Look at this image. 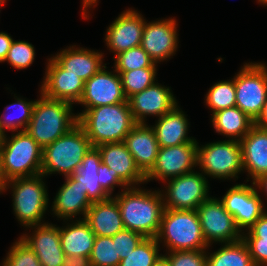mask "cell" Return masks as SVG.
Segmentation results:
<instances>
[{
    "instance_id": "44dd1931",
    "label": "cell",
    "mask_w": 267,
    "mask_h": 266,
    "mask_svg": "<svg viewBox=\"0 0 267 266\" xmlns=\"http://www.w3.org/2000/svg\"><path fill=\"white\" fill-rule=\"evenodd\" d=\"M64 179V184L59 188L51 205V211L54 216L66 223L77 215H83L79 219H84L92 202L80 182L72 176L64 177Z\"/></svg>"
},
{
    "instance_id": "9c48e42d",
    "label": "cell",
    "mask_w": 267,
    "mask_h": 266,
    "mask_svg": "<svg viewBox=\"0 0 267 266\" xmlns=\"http://www.w3.org/2000/svg\"><path fill=\"white\" fill-rule=\"evenodd\" d=\"M236 106L255 121L267 97V65L245 63L235 75Z\"/></svg>"
},
{
    "instance_id": "f35d334b",
    "label": "cell",
    "mask_w": 267,
    "mask_h": 266,
    "mask_svg": "<svg viewBox=\"0 0 267 266\" xmlns=\"http://www.w3.org/2000/svg\"><path fill=\"white\" fill-rule=\"evenodd\" d=\"M208 249L166 252L170 266H207Z\"/></svg>"
},
{
    "instance_id": "277c9868",
    "label": "cell",
    "mask_w": 267,
    "mask_h": 266,
    "mask_svg": "<svg viewBox=\"0 0 267 266\" xmlns=\"http://www.w3.org/2000/svg\"><path fill=\"white\" fill-rule=\"evenodd\" d=\"M166 252L209 249L197 210L164 209L156 237ZM163 241V242H162Z\"/></svg>"
},
{
    "instance_id": "8992f818",
    "label": "cell",
    "mask_w": 267,
    "mask_h": 266,
    "mask_svg": "<svg viewBox=\"0 0 267 266\" xmlns=\"http://www.w3.org/2000/svg\"><path fill=\"white\" fill-rule=\"evenodd\" d=\"M1 136L0 154L5 178L33 177L41 174L43 148L26 132Z\"/></svg>"
},
{
    "instance_id": "d6986e66",
    "label": "cell",
    "mask_w": 267,
    "mask_h": 266,
    "mask_svg": "<svg viewBox=\"0 0 267 266\" xmlns=\"http://www.w3.org/2000/svg\"><path fill=\"white\" fill-rule=\"evenodd\" d=\"M29 228L34 231L20 238L35 252L41 265L62 266L65 255L61 247L60 227L47 222Z\"/></svg>"
},
{
    "instance_id": "f907efd6",
    "label": "cell",
    "mask_w": 267,
    "mask_h": 266,
    "mask_svg": "<svg viewBox=\"0 0 267 266\" xmlns=\"http://www.w3.org/2000/svg\"><path fill=\"white\" fill-rule=\"evenodd\" d=\"M152 266H170L168 259L163 255Z\"/></svg>"
},
{
    "instance_id": "8d00e7d4",
    "label": "cell",
    "mask_w": 267,
    "mask_h": 266,
    "mask_svg": "<svg viewBox=\"0 0 267 266\" xmlns=\"http://www.w3.org/2000/svg\"><path fill=\"white\" fill-rule=\"evenodd\" d=\"M2 266H42L35 252L20 237L11 245Z\"/></svg>"
},
{
    "instance_id": "816d5d0a",
    "label": "cell",
    "mask_w": 267,
    "mask_h": 266,
    "mask_svg": "<svg viewBox=\"0 0 267 266\" xmlns=\"http://www.w3.org/2000/svg\"><path fill=\"white\" fill-rule=\"evenodd\" d=\"M261 5L267 6V0H257Z\"/></svg>"
},
{
    "instance_id": "d4e9b609",
    "label": "cell",
    "mask_w": 267,
    "mask_h": 266,
    "mask_svg": "<svg viewBox=\"0 0 267 266\" xmlns=\"http://www.w3.org/2000/svg\"><path fill=\"white\" fill-rule=\"evenodd\" d=\"M184 113L177 105L172 111L159 117L155 125L151 126L159 147L198 143L194 137L188 136L190 123Z\"/></svg>"
},
{
    "instance_id": "603a6c76",
    "label": "cell",
    "mask_w": 267,
    "mask_h": 266,
    "mask_svg": "<svg viewBox=\"0 0 267 266\" xmlns=\"http://www.w3.org/2000/svg\"><path fill=\"white\" fill-rule=\"evenodd\" d=\"M104 53L95 50L69 46L52 58L68 73L78 75L84 81L95 75L104 65Z\"/></svg>"
},
{
    "instance_id": "d590c367",
    "label": "cell",
    "mask_w": 267,
    "mask_h": 266,
    "mask_svg": "<svg viewBox=\"0 0 267 266\" xmlns=\"http://www.w3.org/2000/svg\"><path fill=\"white\" fill-rule=\"evenodd\" d=\"M120 261L116 240L109 236H96L90 256L91 266H119Z\"/></svg>"
},
{
    "instance_id": "d6a6232c",
    "label": "cell",
    "mask_w": 267,
    "mask_h": 266,
    "mask_svg": "<svg viewBox=\"0 0 267 266\" xmlns=\"http://www.w3.org/2000/svg\"><path fill=\"white\" fill-rule=\"evenodd\" d=\"M157 67H146L131 71H117L122 80L123 91L128 99L135 93L148 88L156 81Z\"/></svg>"
},
{
    "instance_id": "4316f807",
    "label": "cell",
    "mask_w": 267,
    "mask_h": 266,
    "mask_svg": "<svg viewBox=\"0 0 267 266\" xmlns=\"http://www.w3.org/2000/svg\"><path fill=\"white\" fill-rule=\"evenodd\" d=\"M60 227V241L65 256H86L90 258L96 239L84 219L74 220Z\"/></svg>"
},
{
    "instance_id": "60d3db41",
    "label": "cell",
    "mask_w": 267,
    "mask_h": 266,
    "mask_svg": "<svg viewBox=\"0 0 267 266\" xmlns=\"http://www.w3.org/2000/svg\"><path fill=\"white\" fill-rule=\"evenodd\" d=\"M98 182L103 190L113 197L112 193L115 190V186L122 187V191L127 188L118 178L117 172L112 168L101 163L98 168Z\"/></svg>"
},
{
    "instance_id": "f6af8a7d",
    "label": "cell",
    "mask_w": 267,
    "mask_h": 266,
    "mask_svg": "<svg viewBox=\"0 0 267 266\" xmlns=\"http://www.w3.org/2000/svg\"><path fill=\"white\" fill-rule=\"evenodd\" d=\"M62 266H91V262L86 256H65Z\"/></svg>"
},
{
    "instance_id": "7c38bea8",
    "label": "cell",
    "mask_w": 267,
    "mask_h": 266,
    "mask_svg": "<svg viewBox=\"0 0 267 266\" xmlns=\"http://www.w3.org/2000/svg\"><path fill=\"white\" fill-rule=\"evenodd\" d=\"M259 193L254 183H242L229 188L220 199L225 209L234 217L241 233H244V229L249 230L266 211Z\"/></svg>"
},
{
    "instance_id": "c3c4849f",
    "label": "cell",
    "mask_w": 267,
    "mask_h": 266,
    "mask_svg": "<svg viewBox=\"0 0 267 266\" xmlns=\"http://www.w3.org/2000/svg\"><path fill=\"white\" fill-rule=\"evenodd\" d=\"M253 183L258 192L259 190H262L264 193H266L267 196V174L260 176Z\"/></svg>"
},
{
    "instance_id": "3957f363",
    "label": "cell",
    "mask_w": 267,
    "mask_h": 266,
    "mask_svg": "<svg viewBox=\"0 0 267 266\" xmlns=\"http://www.w3.org/2000/svg\"><path fill=\"white\" fill-rule=\"evenodd\" d=\"M73 104L46 98L40 93L26 132L42 147L53 143L78 124Z\"/></svg>"
},
{
    "instance_id": "e575fe53",
    "label": "cell",
    "mask_w": 267,
    "mask_h": 266,
    "mask_svg": "<svg viewBox=\"0 0 267 266\" xmlns=\"http://www.w3.org/2000/svg\"><path fill=\"white\" fill-rule=\"evenodd\" d=\"M114 69L116 71H131L158 65L150 58L148 53L141 47H134L114 55Z\"/></svg>"
},
{
    "instance_id": "ab89813d",
    "label": "cell",
    "mask_w": 267,
    "mask_h": 266,
    "mask_svg": "<svg viewBox=\"0 0 267 266\" xmlns=\"http://www.w3.org/2000/svg\"><path fill=\"white\" fill-rule=\"evenodd\" d=\"M144 238L141 233L128 229H124L112 236V240H116L117 254L121 260L126 258V255L132 252Z\"/></svg>"
},
{
    "instance_id": "7402d4cb",
    "label": "cell",
    "mask_w": 267,
    "mask_h": 266,
    "mask_svg": "<svg viewBox=\"0 0 267 266\" xmlns=\"http://www.w3.org/2000/svg\"><path fill=\"white\" fill-rule=\"evenodd\" d=\"M124 143L136 166L146 175L155 165L159 145L155 132L147 123H137L126 135Z\"/></svg>"
},
{
    "instance_id": "836d02e7",
    "label": "cell",
    "mask_w": 267,
    "mask_h": 266,
    "mask_svg": "<svg viewBox=\"0 0 267 266\" xmlns=\"http://www.w3.org/2000/svg\"><path fill=\"white\" fill-rule=\"evenodd\" d=\"M156 238H144L119 266H152L162 254Z\"/></svg>"
},
{
    "instance_id": "5bb4252c",
    "label": "cell",
    "mask_w": 267,
    "mask_h": 266,
    "mask_svg": "<svg viewBox=\"0 0 267 266\" xmlns=\"http://www.w3.org/2000/svg\"><path fill=\"white\" fill-rule=\"evenodd\" d=\"M104 65L95 75L85 81L84 91L78 104L89 108L126 102L120 74Z\"/></svg>"
},
{
    "instance_id": "484cf974",
    "label": "cell",
    "mask_w": 267,
    "mask_h": 266,
    "mask_svg": "<svg viewBox=\"0 0 267 266\" xmlns=\"http://www.w3.org/2000/svg\"><path fill=\"white\" fill-rule=\"evenodd\" d=\"M84 220L96 236L112 237L125 229L119 206L113 197L93 202Z\"/></svg>"
},
{
    "instance_id": "7bdbcfd3",
    "label": "cell",
    "mask_w": 267,
    "mask_h": 266,
    "mask_svg": "<svg viewBox=\"0 0 267 266\" xmlns=\"http://www.w3.org/2000/svg\"><path fill=\"white\" fill-rule=\"evenodd\" d=\"M242 238H262L267 240V210L249 230L242 233Z\"/></svg>"
},
{
    "instance_id": "ffe728a7",
    "label": "cell",
    "mask_w": 267,
    "mask_h": 266,
    "mask_svg": "<svg viewBox=\"0 0 267 266\" xmlns=\"http://www.w3.org/2000/svg\"><path fill=\"white\" fill-rule=\"evenodd\" d=\"M96 148L100 152L102 163L115 170L126 187H137L146 183L145 175L136 166L124 141L104 143Z\"/></svg>"
},
{
    "instance_id": "5b68a950",
    "label": "cell",
    "mask_w": 267,
    "mask_h": 266,
    "mask_svg": "<svg viewBox=\"0 0 267 266\" xmlns=\"http://www.w3.org/2000/svg\"><path fill=\"white\" fill-rule=\"evenodd\" d=\"M92 147L84 129L77 124L68 133L43 148L41 174L44 178L56 173L64 177L72 176Z\"/></svg>"
},
{
    "instance_id": "4fadbf2b",
    "label": "cell",
    "mask_w": 267,
    "mask_h": 266,
    "mask_svg": "<svg viewBox=\"0 0 267 266\" xmlns=\"http://www.w3.org/2000/svg\"><path fill=\"white\" fill-rule=\"evenodd\" d=\"M198 143H184L178 146L159 147L153 168L145 175L146 183L179 177L194 171L197 167Z\"/></svg>"
},
{
    "instance_id": "2e32d148",
    "label": "cell",
    "mask_w": 267,
    "mask_h": 266,
    "mask_svg": "<svg viewBox=\"0 0 267 266\" xmlns=\"http://www.w3.org/2000/svg\"><path fill=\"white\" fill-rule=\"evenodd\" d=\"M146 20L135 9H126L107 27L105 43L110 52L117 55L141 45Z\"/></svg>"
},
{
    "instance_id": "ba28073f",
    "label": "cell",
    "mask_w": 267,
    "mask_h": 266,
    "mask_svg": "<svg viewBox=\"0 0 267 266\" xmlns=\"http://www.w3.org/2000/svg\"><path fill=\"white\" fill-rule=\"evenodd\" d=\"M197 166L206 177L238 179V174L244 172L240 141L225 139L202 146L198 143Z\"/></svg>"
},
{
    "instance_id": "f546056e",
    "label": "cell",
    "mask_w": 267,
    "mask_h": 266,
    "mask_svg": "<svg viewBox=\"0 0 267 266\" xmlns=\"http://www.w3.org/2000/svg\"><path fill=\"white\" fill-rule=\"evenodd\" d=\"M207 266H255L245 242L240 239L207 252Z\"/></svg>"
},
{
    "instance_id": "7dc6e473",
    "label": "cell",
    "mask_w": 267,
    "mask_h": 266,
    "mask_svg": "<svg viewBox=\"0 0 267 266\" xmlns=\"http://www.w3.org/2000/svg\"><path fill=\"white\" fill-rule=\"evenodd\" d=\"M98 0H82V17L85 19H89V8H95L97 6ZM88 11V12H87Z\"/></svg>"
},
{
    "instance_id": "e0dca14e",
    "label": "cell",
    "mask_w": 267,
    "mask_h": 266,
    "mask_svg": "<svg viewBox=\"0 0 267 266\" xmlns=\"http://www.w3.org/2000/svg\"><path fill=\"white\" fill-rule=\"evenodd\" d=\"M157 81L127 99L136 123H146L147 116L153 115V117L159 118L178 105L171 88L161 85Z\"/></svg>"
},
{
    "instance_id": "f1b7e54d",
    "label": "cell",
    "mask_w": 267,
    "mask_h": 266,
    "mask_svg": "<svg viewBox=\"0 0 267 266\" xmlns=\"http://www.w3.org/2000/svg\"><path fill=\"white\" fill-rule=\"evenodd\" d=\"M101 163L100 152L96 147H92L83 158L77 172L72 175L76 181L80 182L92 203L110 198L98 182V168Z\"/></svg>"
},
{
    "instance_id": "bcb514c9",
    "label": "cell",
    "mask_w": 267,
    "mask_h": 266,
    "mask_svg": "<svg viewBox=\"0 0 267 266\" xmlns=\"http://www.w3.org/2000/svg\"><path fill=\"white\" fill-rule=\"evenodd\" d=\"M254 124L261 129L267 130V97L263 109L259 117L254 121Z\"/></svg>"
},
{
    "instance_id": "30bf717a",
    "label": "cell",
    "mask_w": 267,
    "mask_h": 266,
    "mask_svg": "<svg viewBox=\"0 0 267 266\" xmlns=\"http://www.w3.org/2000/svg\"><path fill=\"white\" fill-rule=\"evenodd\" d=\"M165 190H160L165 209L196 210L209 196L208 179L201 172L192 171L164 181Z\"/></svg>"
},
{
    "instance_id": "74e56055",
    "label": "cell",
    "mask_w": 267,
    "mask_h": 266,
    "mask_svg": "<svg viewBox=\"0 0 267 266\" xmlns=\"http://www.w3.org/2000/svg\"><path fill=\"white\" fill-rule=\"evenodd\" d=\"M35 59L34 46L27 41L13 40L5 59L15 69H27Z\"/></svg>"
},
{
    "instance_id": "83f0119b",
    "label": "cell",
    "mask_w": 267,
    "mask_h": 266,
    "mask_svg": "<svg viewBox=\"0 0 267 266\" xmlns=\"http://www.w3.org/2000/svg\"><path fill=\"white\" fill-rule=\"evenodd\" d=\"M216 133L228 140L240 141L255 125L254 121L237 106L219 110L211 115Z\"/></svg>"
},
{
    "instance_id": "7a4b0ae2",
    "label": "cell",
    "mask_w": 267,
    "mask_h": 266,
    "mask_svg": "<svg viewBox=\"0 0 267 266\" xmlns=\"http://www.w3.org/2000/svg\"><path fill=\"white\" fill-rule=\"evenodd\" d=\"M76 115L78 124L84 129L93 147L124 141L126 135L137 124L128 100L82 110Z\"/></svg>"
},
{
    "instance_id": "b9f144b4",
    "label": "cell",
    "mask_w": 267,
    "mask_h": 266,
    "mask_svg": "<svg viewBox=\"0 0 267 266\" xmlns=\"http://www.w3.org/2000/svg\"><path fill=\"white\" fill-rule=\"evenodd\" d=\"M255 266H267V240L262 238H242Z\"/></svg>"
},
{
    "instance_id": "1f68e13d",
    "label": "cell",
    "mask_w": 267,
    "mask_h": 266,
    "mask_svg": "<svg viewBox=\"0 0 267 266\" xmlns=\"http://www.w3.org/2000/svg\"><path fill=\"white\" fill-rule=\"evenodd\" d=\"M235 76L231 80L216 82L205 96V105L211 113L236 106Z\"/></svg>"
},
{
    "instance_id": "ac0fdd59",
    "label": "cell",
    "mask_w": 267,
    "mask_h": 266,
    "mask_svg": "<svg viewBox=\"0 0 267 266\" xmlns=\"http://www.w3.org/2000/svg\"><path fill=\"white\" fill-rule=\"evenodd\" d=\"M40 93L46 98L77 104L82 97L85 81L64 70L52 57L46 63Z\"/></svg>"
},
{
    "instance_id": "681fc988",
    "label": "cell",
    "mask_w": 267,
    "mask_h": 266,
    "mask_svg": "<svg viewBox=\"0 0 267 266\" xmlns=\"http://www.w3.org/2000/svg\"><path fill=\"white\" fill-rule=\"evenodd\" d=\"M7 179L5 178V174L3 171L2 159L0 154V194L4 192L5 185L7 184Z\"/></svg>"
},
{
    "instance_id": "cb8c5ba5",
    "label": "cell",
    "mask_w": 267,
    "mask_h": 266,
    "mask_svg": "<svg viewBox=\"0 0 267 266\" xmlns=\"http://www.w3.org/2000/svg\"><path fill=\"white\" fill-rule=\"evenodd\" d=\"M243 169L252 183L267 174V130L254 125L240 140Z\"/></svg>"
},
{
    "instance_id": "6da1fadb",
    "label": "cell",
    "mask_w": 267,
    "mask_h": 266,
    "mask_svg": "<svg viewBox=\"0 0 267 266\" xmlns=\"http://www.w3.org/2000/svg\"><path fill=\"white\" fill-rule=\"evenodd\" d=\"M140 186L127 187L114 195L125 229L141 233L145 238H156L164 211L162 193Z\"/></svg>"
},
{
    "instance_id": "4dcf8cb0",
    "label": "cell",
    "mask_w": 267,
    "mask_h": 266,
    "mask_svg": "<svg viewBox=\"0 0 267 266\" xmlns=\"http://www.w3.org/2000/svg\"><path fill=\"white\" fill-rule=\"evenodd\" d=\"M16 94H14V98L16 100V102L7 105L5 107V111L7 112V110L9 108H14L17 109L18 115H14L15 117L11 118V115L8 116L7 114L3 113L2 115H0V134L1 135H5L6 132L5 130H11L12 132H18V131H24L26 130L30 119L32 117V112H33V108L35 105L36 100L34 101H27L25 99H22L20 97L15 96ZM20 129V130H19Z\"/></svg>"
},
{
    "instance_id": "ee69618b",
    "label": "cell",
    "mask_w": 267,
    "mask_h": 266,
    "mask_svg": "<svg viewBox=\"0 0 267 266\" xmlns=\"http://www.w3.org/2000/svg\"><path fill=\"white\" fill-rule=\"evenodd\" d=\"M13 38L6 32H0V62H5Z\"/></svg>"
},
{
    "instance_id": "f5cc1de1",
    "label": "cell",
    "mask_w": 267,
    "mask_h": 266,
    "mask_svg": "<svg viewBox=\"0 0 267 266\" xmlns=\"http://www.w3.org/2000/svg\"><path fill=\"white\" fill-rule=\"evenodd\" d=\"M6 2L4 0H0V9L2 8V5H4ZM1 11V10H0Z\"/></svg>"
},
{
    "instance_id": "52a82bcc",
    "label": "cell",
    "mask_w": 267,
    "mask_h": 266,
    "mask_svg": "<svg viewBox=\"0 0 267 266\" xmlns=\"http://www.w3.org/2000/svg\"><path fill=\"white\" fill-rule=\"evenodd\" d=\"M42 174L8 180L4 192L12 190L13 212L24 228L46 224L43 221L49 197ZM42 221V222H41Z\"/></svg>"
},
{
    "instance_id": "8fae6325",
    "label": "cell",
    "mask_w": 267,
    "mask_h": 266,
    "mask_svg": "<svg viewBox=\"0 0 267 266\" xmlns=\"http://www.w3.org/2000/svg\"><path fill=\"white\" fill-rule=\"evenodd\" d=\"M204 239L208 246L213 243H231L242 239L234 217L225 209L220 198L210 197L197 207Z\"/></svg>"
},
{
    "instance_id": "9a60e30c",
    "label": "cell",
    "mask_w": 267,
    "mask_h": 266,
    "mask_svg": "<svg viewBox=\"0 0 267 266\" xmlns=\"http://www.w3.org/2000/svg\"><path fill=\"white\" fill-rule=\"evenodd\" d=\"M177 27V20L172 17L145 22L140 46L156 64L176 54L179 43Z\"/></svg>"
}]
</instances>
